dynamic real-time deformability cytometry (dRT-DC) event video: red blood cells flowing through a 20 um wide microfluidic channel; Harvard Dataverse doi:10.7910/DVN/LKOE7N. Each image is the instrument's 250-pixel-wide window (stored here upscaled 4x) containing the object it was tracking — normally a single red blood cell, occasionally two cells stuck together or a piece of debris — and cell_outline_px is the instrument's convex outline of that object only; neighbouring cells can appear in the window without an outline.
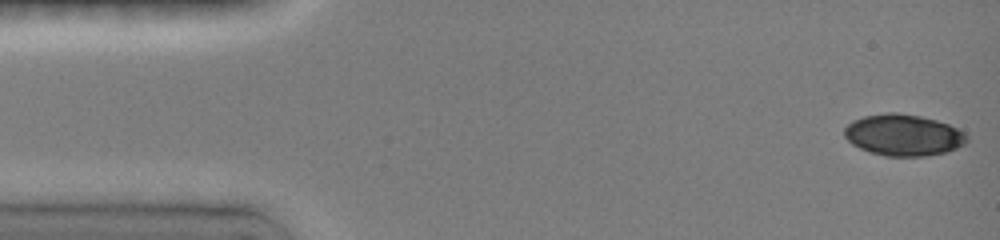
{"species": "common noctule bat (a hibernating species)", "species_latin": "Nyctalus noctula", "temperature_condition": "room temperature", "stored_images_in_passage": 17, "camera_frame_rate_fps": 3000, "um_per_image_px": 0.085, "animal": {"sex": "female", "body_mass_g": 19.0, "forearm_length_mm": 51.5}, "frame": {"image": 1, "passage_image": 1, "time_ms": 0.0, "image_size_px": [1000, 240], "cell_outline_px": [[968, 140], [964, 144], [956, 148], [944, 152], [924, 156], [884, 156], [868, 152], [852, 144], [844, 136], [844, 128], [852, 120], [864, 116], [888, 112], [896, 112], [920, 116], [936, 120], [948, 124], [964, 132], [968, 136]], "centroid_in_image_um": [76.76, 11.48], "position_along_channel_um": 8.2, "area_um2": 29.59}}